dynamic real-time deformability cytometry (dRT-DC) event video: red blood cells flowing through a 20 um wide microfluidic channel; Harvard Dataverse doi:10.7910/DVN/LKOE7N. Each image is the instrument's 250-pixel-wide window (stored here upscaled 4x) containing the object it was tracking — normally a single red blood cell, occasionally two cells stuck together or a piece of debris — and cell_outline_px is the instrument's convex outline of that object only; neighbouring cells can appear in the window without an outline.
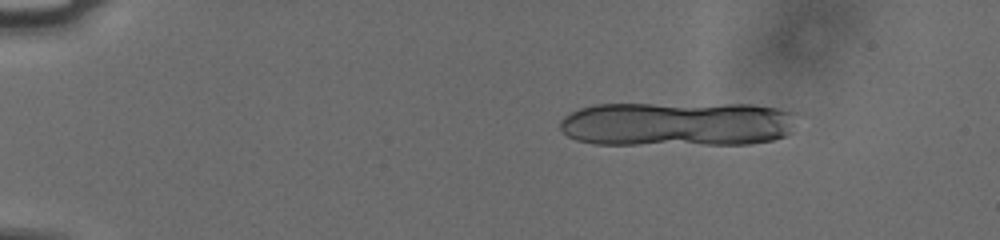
{"species": "human", "species_latin": "Homo sapiens", "temperature_condition": "cold", "stored_images_in_passage": 8, "camera_frame_rate_fps": 3000, "um_per_image_px": 0.085, "donor": {"sex": "male"}, "frame": {"image": 1, "passage_image": 4, "time_ms": 1.0, "image_size_px": [1000, 240], "cell_outline_px": [[796, 112], [788, 132], [784, 136], [772, 140], [748, 144], [596, 144], [576, 140], [568, 136], [560, 128], [560, 120], [564, 116], [580, 108], [596, 104], [752, 104], [776, 108]], "centroid_in_image_um": [57.53, 10.53], "position_along_channel_um": 27.5, "area_um2": 61.67}}